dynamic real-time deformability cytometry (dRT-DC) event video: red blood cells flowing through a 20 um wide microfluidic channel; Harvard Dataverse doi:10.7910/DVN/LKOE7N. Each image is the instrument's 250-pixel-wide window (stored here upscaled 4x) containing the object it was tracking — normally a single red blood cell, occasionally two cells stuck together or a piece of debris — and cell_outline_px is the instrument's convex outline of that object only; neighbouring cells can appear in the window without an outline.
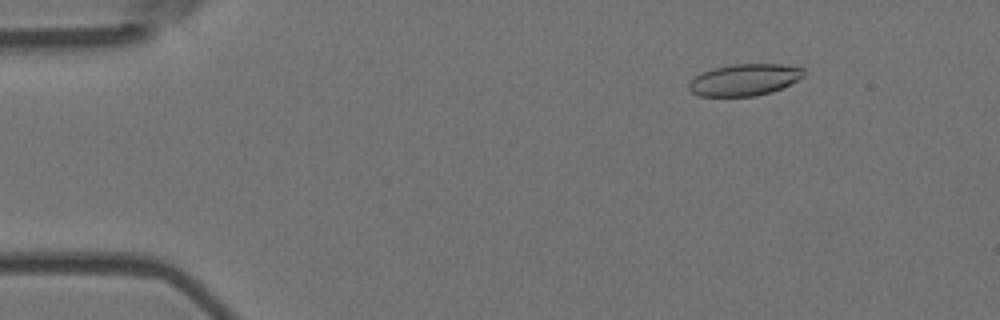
{"species": "Egyptian fruit bat (a non-hibernating species)", "species_latin": "Rousettus aegyptiacus", "temperature_condition": "room temperature", "stored_images_in_passage": 6, "camera_frame_rate_fps": 3000, "um_per_image_px": 0.085, "animal": {"sex": "female"}, "frame": {"image": 1, "passage_image": 2, "time_ms": 0.333, "image_size_px": [1000, 320], "cell_outline_px": [[804, 76], [772, 92], [756, 96], [700, 96], [692, 92], [688, 88], [688, 84], [696, 76], [712, 68], [732, 64], [780, 64], [804, 68]], "centroid_in_image_um": [63.27, 6.78], "position_along_channel_um": 21.7, "area_um2": 21.04}}
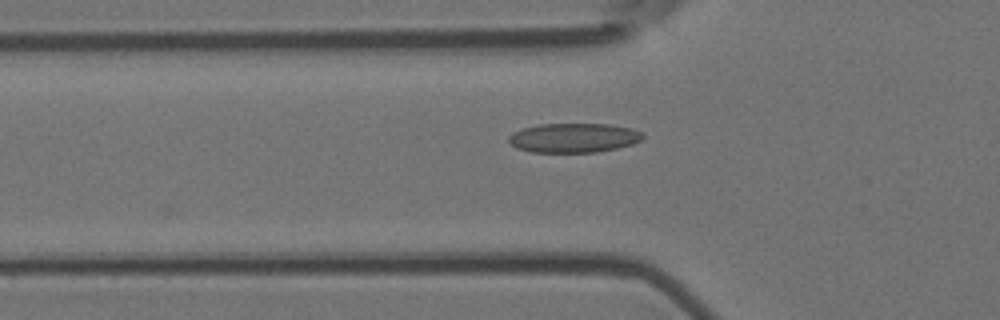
{"frame": {"image": 2, "passage_image": 5, "time_ms": 1.333, "image_size_px": [1000, 320], "cell_outline_px": [[644, 136], [640, 140], [632, 144], [616, 148], [596, 152], [532, 152], [516, 148], [508, 140], [508, 136], [512, 132], [524, 128], [540, 124], [608, 124], [632, 128], [644, 132]], "centroid_in_image_um": [48.77, 11.71], "position_along_channel_um": 77.0, "area_um2": 22.95}}
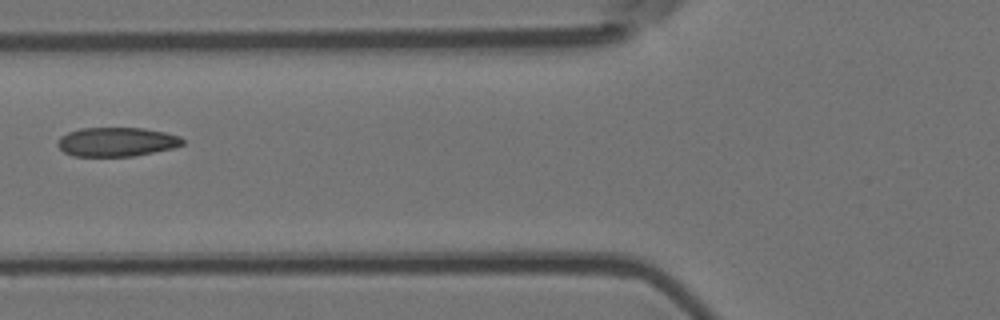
{"frame": {"image": 3, "passage_image": 6, "time_ms": 1.667, "image_size_px": [1000, 320], "cell_outline_px": [[184, 144], [172, 148], [132, 156], [72, 156], [64, 152], [56, 144], [60, 136], [68, 132], [80, 128], [144, 128], [164, 132], [180, 136], [184, 140]], "centroid_in_image_um": [9.89, 12.05], "position_along_channel_um": 115.9, "area_um2": 21.15}}